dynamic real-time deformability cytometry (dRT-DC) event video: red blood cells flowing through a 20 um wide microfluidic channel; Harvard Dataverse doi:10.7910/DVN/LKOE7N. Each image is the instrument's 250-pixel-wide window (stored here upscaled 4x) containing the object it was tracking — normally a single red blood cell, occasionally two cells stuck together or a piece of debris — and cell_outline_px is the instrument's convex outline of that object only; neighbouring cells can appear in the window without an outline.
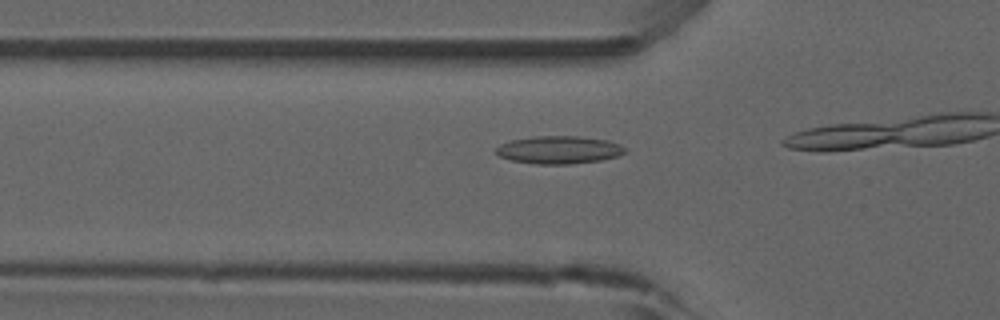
{"species": "common noctule bat (a hibernating species)", "species_latin": "Nyctalus noctula", "temperature_condition": "room temperature", "stored_images_in_passage": 15, "camera_frame_rate_fps": 3000, "um_per_image_px": 0.085, "animal": {"sex": "male", "forearm_length_mm": 52.5}, "frame": {"image": 1, "passage_image": 13, "time_ms": 4.0, "image_size_px": [1000, 320], "cell_outline_px": [[628, 152], [616, 156], [600, 160], [572, 164], [536, 164], [512, 160], [500, 156], [496, 152], [496, 148], [500, 144], [512, 140], [532, 136], [576, 136], [608, 140], [620, 144], [628, 148]], "centroid_in_image_um": [47.55, 12.73], "position_along_channel_um": 78.2, "area_um2": 20.92}}